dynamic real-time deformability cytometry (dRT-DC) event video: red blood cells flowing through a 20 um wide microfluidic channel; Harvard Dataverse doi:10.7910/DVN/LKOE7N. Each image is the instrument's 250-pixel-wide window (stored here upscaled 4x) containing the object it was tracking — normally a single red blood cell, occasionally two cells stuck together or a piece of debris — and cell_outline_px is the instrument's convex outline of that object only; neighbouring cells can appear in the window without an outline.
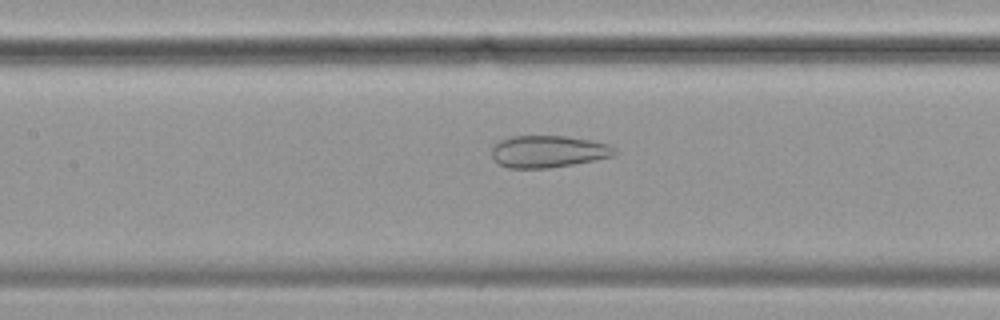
{"species": "common noctule bat (a hibernating species)", "species_latin": "Nyctalus noctula", "temperature_condition": "cold", "stored_images_in_passage": 39, "camera_frame_rate_fps": 3000, "um_per_image_px": 0.085, "animal": {"sex": "female", "body_mass_g": 19.9}, "frame": {"image": 1, "passage_image": 8, "time_ms": 2.333, "image_size_px": [1000, 320], "cell_outline_px": [[616, 156], [572, 164], [548, 168], [508, 168], [500, 164], [492, 156], [492, 148], [500, 140], [512, 136], [564, 136], [592, 140], [608, 144], [616, 152]], "centroid_in_image_um": [46.6, 12.87], "position_along_channel_um": 160.8, "area_um2": 22.77}}
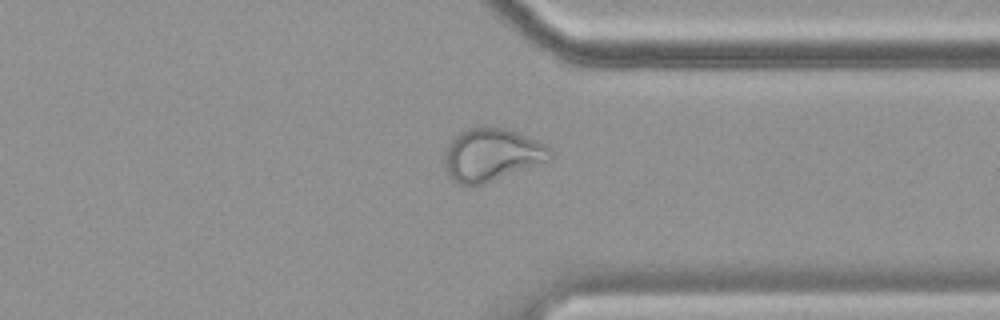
{"frame": {"image": 2, "passage_image": 26, "time_ms": 8.333, "image_size_px": [1000, 320], "cell_outline_px": [[552, 160], [480, 184], [456, 184], [448, 176], [444, 164], [444, 152], [448, 144], [460, 132], [468, 128], [484, 124], [492, 124], [508, 128], [536, 140], [552, 148]], "centroid_in_image_um": [41.79, 13.1], "position_along_channel_um": 369.6, "area_um2": 32.89}}
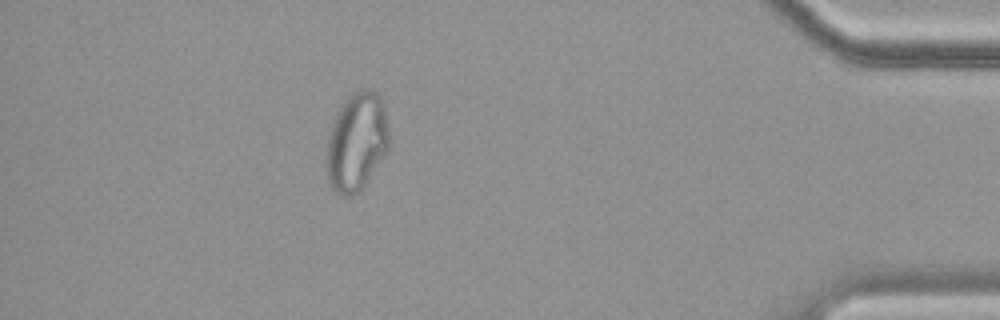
{"frame": {"image": 3, "passage_image": 33, "time_ms": 10.667, "image_size_px": [1000, 320], "cell_outline_px": [[388, 152], [364, 184], [352, 196], [340, 196], [332, 188], [328, 180], [328, 140], [336, 116], [344, 100], [348, 96], [360, 88], [372, 88], [380, 96], [384, 108], [388, 128]], "centroid_in_image_um": [30.35, 12.03], "position_along_channel_um": 404.9, "area_um2": 35.26}}